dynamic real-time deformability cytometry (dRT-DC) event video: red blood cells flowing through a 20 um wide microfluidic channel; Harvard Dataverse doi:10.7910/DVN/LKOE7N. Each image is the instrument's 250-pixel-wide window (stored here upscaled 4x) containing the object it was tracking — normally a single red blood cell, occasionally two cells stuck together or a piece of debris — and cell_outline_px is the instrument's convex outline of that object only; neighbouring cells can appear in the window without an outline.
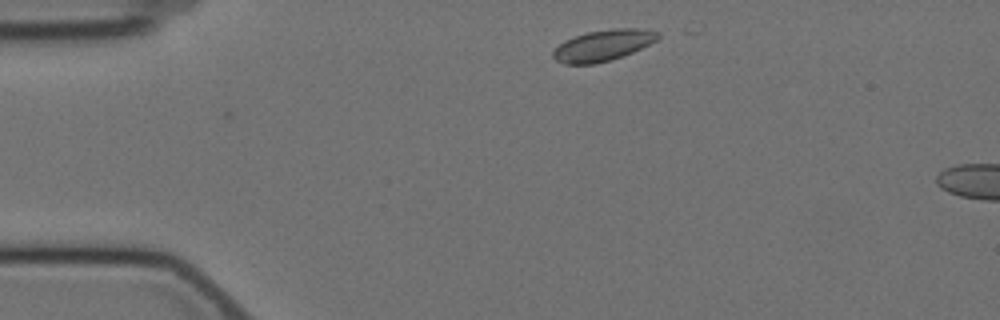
{"species": "Egyptian fruit bat (a non-hibernating species)", "species_latin": "Rousettus aegyptiacus", "temperature_condition": "cold", "stored_images_in_passage": 5, "camera_frame_rate_fps": 3000, "um_per_image_px": 0.085, "animal": {"sex": "female"}, "frame": {"image": 1, "passage_image": 1, "time_ms": 0.0, "image_size_px": [1000, 320], "cell_outline_px": [[660, 36], [656, 40], [632, 52], [608, 60], [592, 64], [564, 64], [556, 60], [552, 56], [552, 52], [564, 40], [588, 32], [612, 28], [648, 28], [660, 32]], "centroid_in_image_um": [51.27, 3.83], "position_along_channel_um": 33.7, "area_um2": 18.84}}